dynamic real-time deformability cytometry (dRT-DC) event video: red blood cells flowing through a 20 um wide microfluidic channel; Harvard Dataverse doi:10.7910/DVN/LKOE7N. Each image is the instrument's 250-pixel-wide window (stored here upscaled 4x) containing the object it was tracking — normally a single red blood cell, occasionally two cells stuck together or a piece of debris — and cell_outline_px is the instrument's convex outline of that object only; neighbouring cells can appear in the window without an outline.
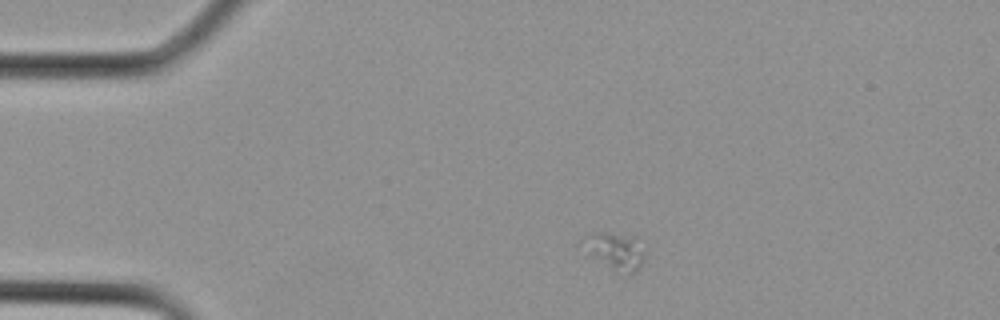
{"species": "Egyptian fruit bat (a non-hibernating species)", "species_latin": "Rousettus aegyptiacus", "temperature_condition": "cold", "stored_images_in_passage": 10, "camera_frame_rate_fps": 3000, "um_per_image_px": 0.085, "animal": {"sex": "female"}, "frame": {"image": 1, "passage_image": 1, "time_ms": 0.0, "image_size_px": [1000, 320], "cell_outline_px": [[644, 256], [640, 268], [632, 272], [620, 276], [592, 252], [580, 240], [584, 236], [596, 232], [604, 232], [636, 236], [644, 252]], "centroid_in_image_um": [52.38, 21.32], "position_along_channel_um": 32.6, "area_um2": 12.89}}